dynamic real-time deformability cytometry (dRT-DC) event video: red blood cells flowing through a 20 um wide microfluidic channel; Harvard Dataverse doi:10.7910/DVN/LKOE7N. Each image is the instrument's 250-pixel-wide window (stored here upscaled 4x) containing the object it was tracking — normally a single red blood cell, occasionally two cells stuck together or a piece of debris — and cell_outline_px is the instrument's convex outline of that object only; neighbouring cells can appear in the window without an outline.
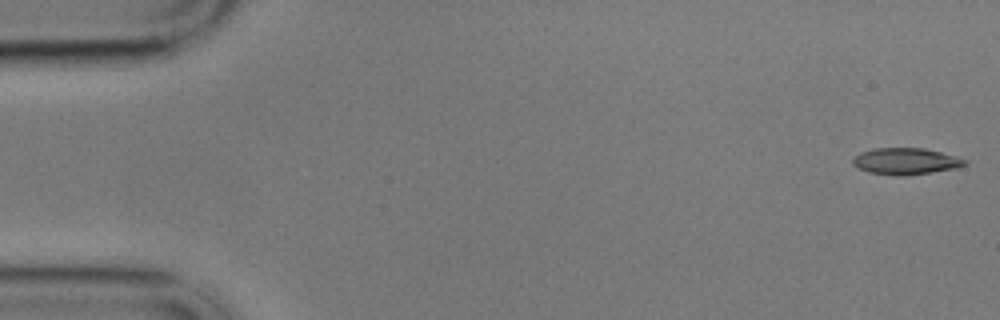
{"species": "common noctule bat (a hibernating species)", "species_latin": "Nyctalus noctula", "temperature_condition": "cold", "stored_images_in_passage": 58, "camera_frame_rate_fps": 3000, "um_per_image_px": 0.085, "animal": {"sex": "male", "body_mass_g": 17.9}, "frame": {"image": 1, "passage_image": 1, "time_ms": 0.0, "image_size_px": [1000, 320], "cell_outline_px": [[968, 164], [956, 168], [932, 172], [900, 176], [896, 176], [868, 172], [852, 164], [852, 160], [860, 152], [872, 148], [924, 148], [956, 156], [968, 160]], "centroid_in_image_um": [77.0, 13.7], "position_along_channel_um": 8.0, "area_um2": 17.34}}
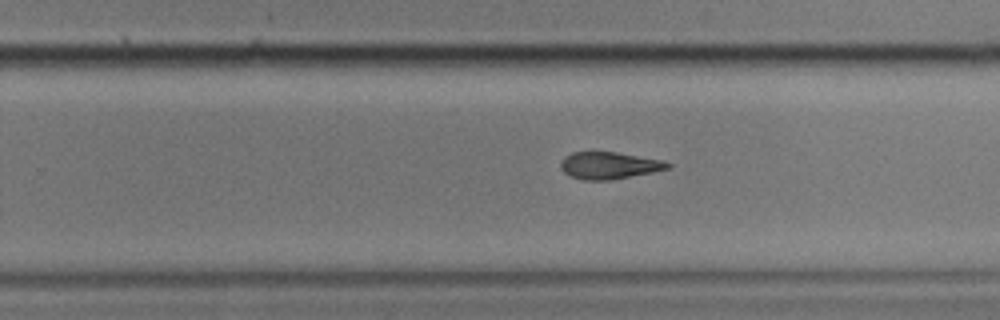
{"frame": {"image": 2, "passage_image": 36, "time_ms": 11.667, "image_size_px": [1000, 320], "cell_outline_px": [[672, 168], [612, 180], [584, 180], [572, 176], [564, 172], [560, 168], [560, 164], [564, 156], [572, 152], [616, 152], [664, 160], [672, 164]], "centroid_in_image_um": [51.8, 14.06], "position_along_channel_um": 278.0, "area_um2": 16.94}}
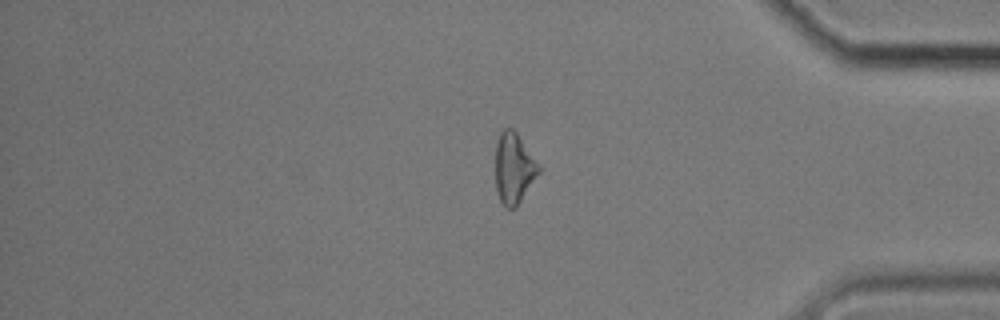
{"frame": {"image": 3, "passage_image": 48, "time_ms": 15.667, "image_size_px": [1000, 320], "cell_outline_px": [[540, 172], [516, 208], [504, 208], [496, 192], [496, 144], [500, 132], [504, 128], [512, 128], [516, 132], [540, 168]], "centroid_in_image_um": [43.65, 14.34], "position_along_channel_um": 391.5, "area_um2": 17.63}, "authors_computed_cell_mechanics": {"area_um2": 17.5134, "velocity_mm_per_s": 3.4369, "shape_relaxation_time_tau1_ms": 7.9868, "shape_relaxation_time_tau2_ms": null, "deformation_change_tau1": 0.199, "deformation_change_tau2": null}}